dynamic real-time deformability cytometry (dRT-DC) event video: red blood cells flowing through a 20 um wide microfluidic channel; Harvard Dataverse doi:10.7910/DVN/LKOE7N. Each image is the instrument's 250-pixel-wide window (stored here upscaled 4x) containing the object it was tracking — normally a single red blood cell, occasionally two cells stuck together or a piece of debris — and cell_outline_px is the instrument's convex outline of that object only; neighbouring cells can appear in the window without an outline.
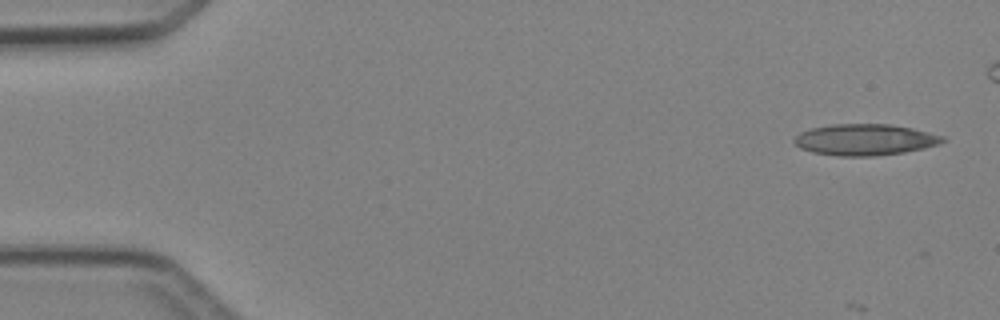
{"species": "Egyptian fruit bat (a non-hibernating species)", "species_latin": "Rousettus aegyptiacus", "temperature_condition": "cold", "stored_images_in_passage": 5, "camera_frame_rate_fps": 3000, "um_per_image_px": 0.085, "animal": {"sex": "female"}, "frame": {"image": 1, "passage_image": 1, "time_ms": 0.0, "image_size_px": [1000, 320], "cell_outline_px": [[948, 140], [940, 144], [924, 148], [904, 152], [876, 156], [840, 156], [812, 152], [800, 148], [792, 140], [800, 132], [812, 128], [832, 124], [892, 124], [912, 128], [944, 136]], "centroid_in_image_um": [73.54, 11.87], "position_along_channel_um": 11.5, "area_um2": 27.17}}